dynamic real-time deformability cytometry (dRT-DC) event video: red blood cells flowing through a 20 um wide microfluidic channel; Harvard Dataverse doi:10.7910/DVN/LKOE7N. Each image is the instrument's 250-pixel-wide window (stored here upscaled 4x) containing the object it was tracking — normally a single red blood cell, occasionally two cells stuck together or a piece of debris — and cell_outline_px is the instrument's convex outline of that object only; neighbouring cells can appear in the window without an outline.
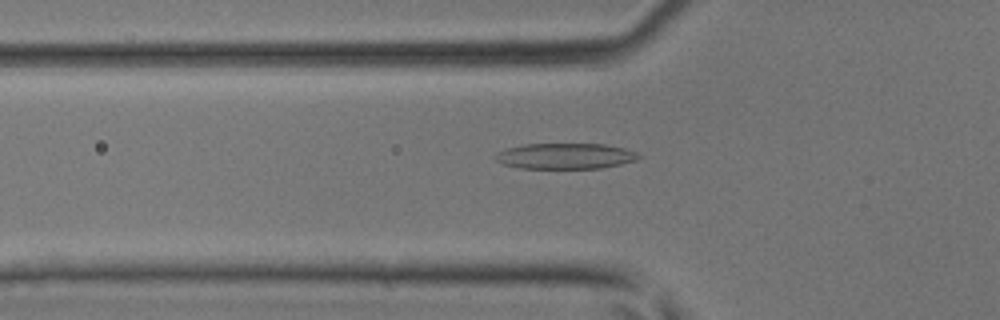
{"species": "common noctule bat (a hibernating species)", "species_latin": "Nyctalus noctula", "temperature_condition": "room temperature", "stored_images_in_passage": 45, "camera_frame_rate_fps": 3000, "um_per_image_px": 0.085, "animal": {"sex": "male", "body_mass_g": 17.9, "forearm_length_mm": 54.2}, "frame": {"image": 1, "passage_image": 16, "time_ms": 5.0, "image_size_px": [1000, 320], "cell_outline_px": [[644, 156], [636, 160], [620, 164], [600, 168], [520, 168], [504, 164], [496, 160], [492, 156], [496, 152], [504, 148], [524, 144], [604, 144], [624, 148], [636, 152]], "centroid_in_image_um": [48.02, 13.26], "position_along_channel_um": 77.8, "area_um2": 21.62}}
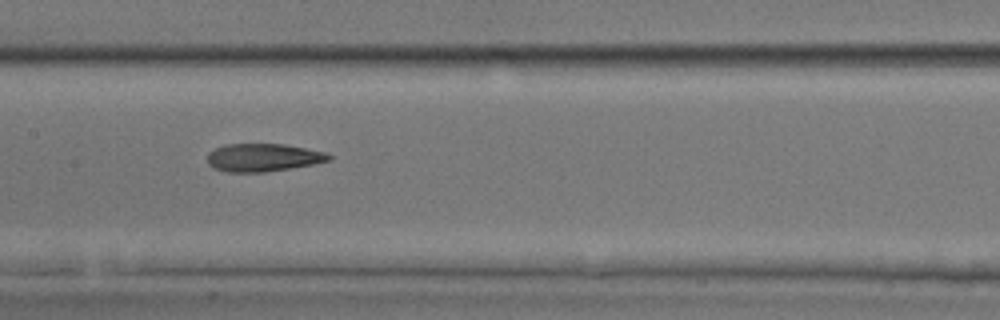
{"frame": {"image": 2, "passage_image": 23, "time_ms": 7.333, "image_size_px": [1000, 320], "cell_outline_px": [[332, 160], [316, 164], [264, 172], [228, 172], [212, 168], [208, 164], [208, 152], [224, 144], [284, 144], [324, 152], [332, 156]], "centroid_in_image_um": [22.36, 13.39], "position_along_channel_um": 185.0, "area_um2": 19.83}}
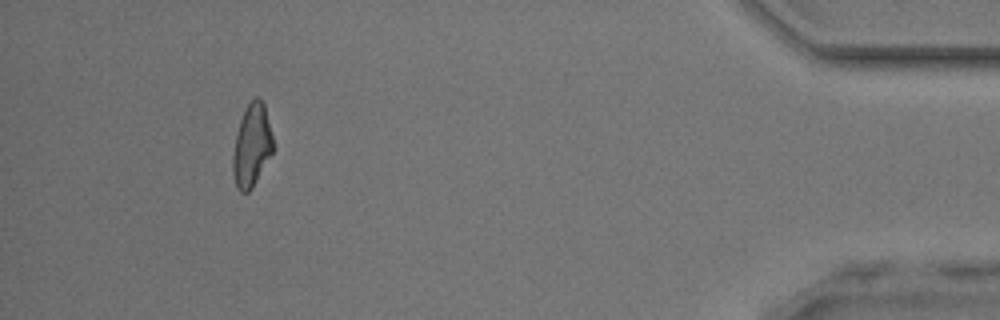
{"frame": {"image": 3, "passage_image": 42, "time_ms": 13.667, "image_size_px": [1000, 320], "cell_outline_px": [[276, 148], [252, 188], [248, 192], [240, 192], [236, 188], [232, 172], [232, 156], [236, 132], [244, 108], [256, 96], [260, 96], [264, 104]], "centroid_in_image_um": [21.41, 12.37], "position_along_channel_um": 413.8, "area_um2": 19.88}}